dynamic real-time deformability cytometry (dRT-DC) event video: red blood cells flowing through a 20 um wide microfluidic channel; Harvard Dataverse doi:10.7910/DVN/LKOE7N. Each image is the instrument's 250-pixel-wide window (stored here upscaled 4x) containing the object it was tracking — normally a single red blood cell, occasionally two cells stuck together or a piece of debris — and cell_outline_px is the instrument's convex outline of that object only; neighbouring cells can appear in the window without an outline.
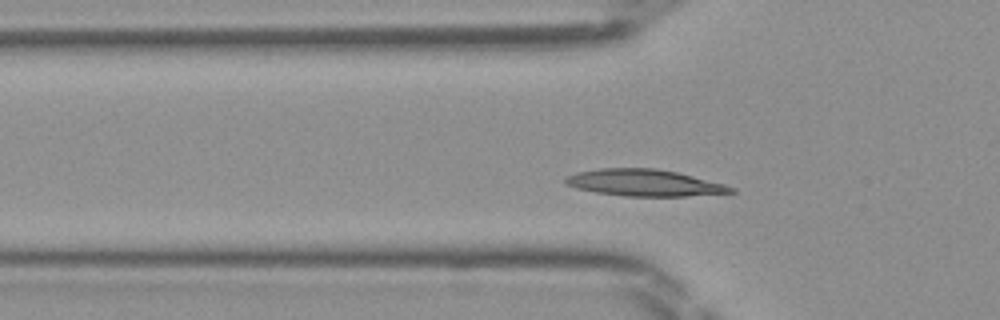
{"species": "Egyptian fruit bat (a non-hibernating species)", "species_latin": "Rousettus aegyptiacus", "temperature_condition": "room temperature", "stored_images_in_passage": 41, "camera_frame_rate_fps": 3000, "um_per_image_px": 0.085, "frame": {"image": 1, "passage_image": 8, "time_ms": 2.333, "image_size_px": [1000, 320], "cell_outline_px": [[736, 192], [688, 196], [624, 196], [596, 192], [576, 188], [564, 184], [564, 176], [576, 172], [600, 168], [656, 168], [676, 172], [724, 184], [736, 188]], "centroid_in_image_um": [54.72, 15.53], "position_along_channel_um": 71.1, "area_um2": 25.78}}
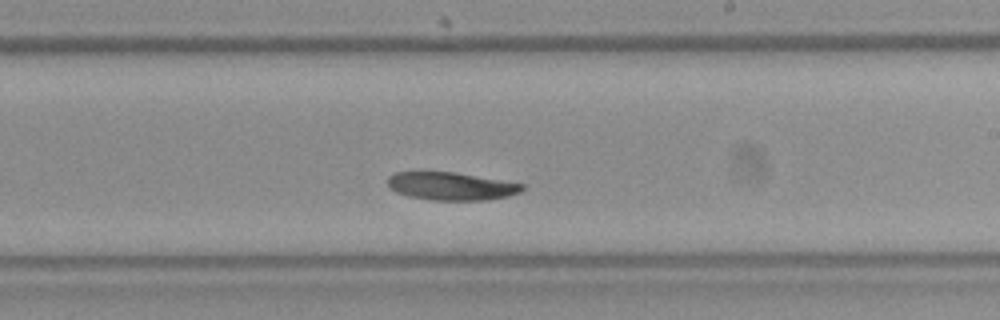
{"frame": {"image": 2, "passage_image": 21, "time_ms": 6.667, "image_size_px": [1000, 320], "cell_outline_px": [[524, 188], [520, 192], [508, 196], [488, 200], [432, 200], [408, 196], [396, 192], [388, 188], [388, 176], [396, 172], [456, 172], [524, 184]], "centroid_in_image_um": [38.34, 15.82], "position_along_channel_um": 250.7, "area_um2": 21.91}}
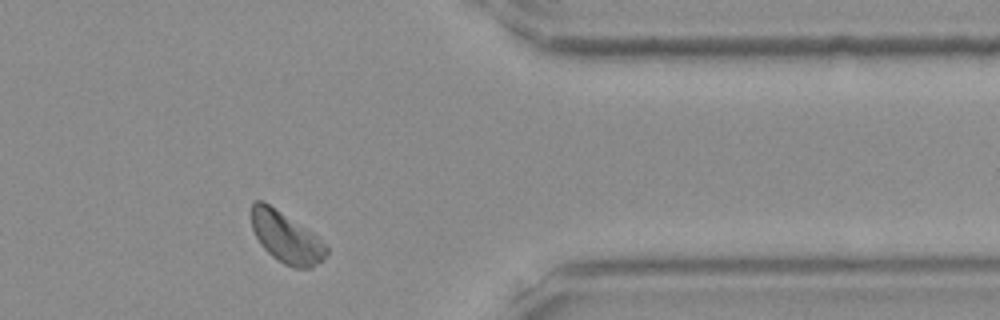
{"frame": {"image": 3, "passage_image": 32, "time_ms": 10.333, "image_size_px": [1000, 320], "cell_outline_px": [[328, 252], [324, 260], [312, 268], [292, 268], [276, 260], [260, 244], [252, 228], [252, 200], [264, 200], [308, 228], [328, 248]], "centroid_in_image_um": [24.33, 20.17], "position_along_channel_um": 387.1, "area_um2": 22.54}}